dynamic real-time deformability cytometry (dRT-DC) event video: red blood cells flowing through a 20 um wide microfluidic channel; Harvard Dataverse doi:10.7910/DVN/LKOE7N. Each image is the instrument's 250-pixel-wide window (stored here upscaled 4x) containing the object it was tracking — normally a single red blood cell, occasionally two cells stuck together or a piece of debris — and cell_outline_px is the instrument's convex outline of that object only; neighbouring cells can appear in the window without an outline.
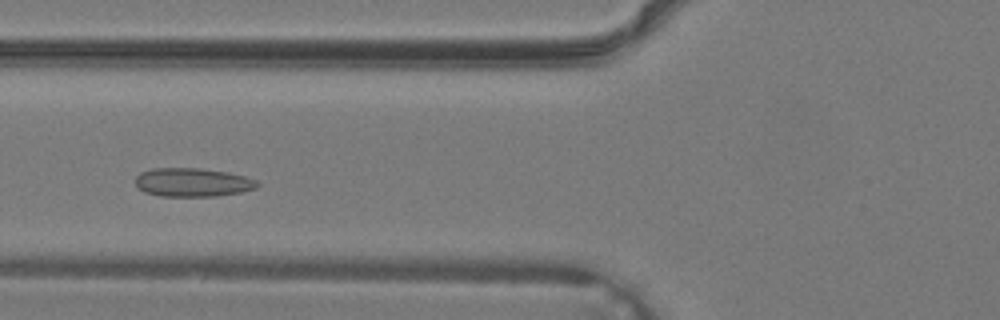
{"species": "common noctule bat (a hibernating species)", "species_latin": "Nyctalus noctula", "temperature_condition": "warm", "stored_images_in_passage": 27, "camera_frame_rate_fps": 3000, "um_per_image_px": 0.085, "animal": {"sex": "male", "body_mass_g": 19.2, "forearm_length_mm": 51.8}, "frame": {"image": 1, "passage_image": 9, "time_ms": 2.667, "image_size_px": [1000, 320], "cell_outline_px": [[260, 184], [256, 188], [240, 192], [216, 196], [160, 196], [144, 192], [136, 184], [136, 176], [140, 172], [152, 168], [200, 168], [228, 172], [244, 176], [256, 180]], "centroid_in_image_um": [16.36, 15.49], "position_along_channel_um": 109.4, "area_um2": 20.35}}
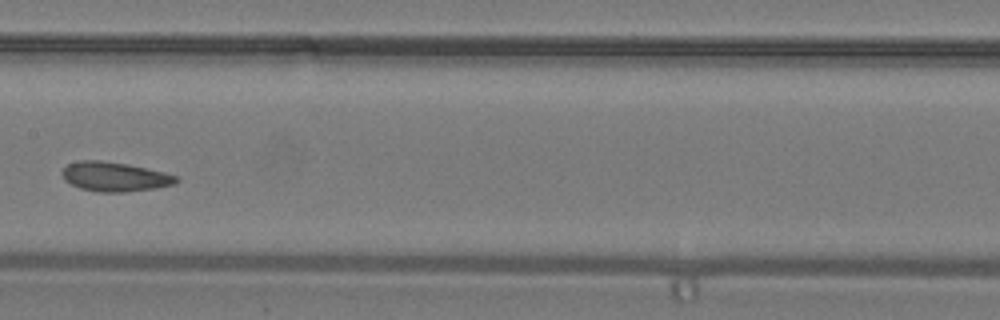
{"frame": {"image": 2, "passage_image": 14, "time_ms": 4.333, "image_size_px": [1000, 320], "cell_outline_px": [[180, 180], [176, 184], [156, 188], [124, 192], [96, 192], [80, 188], [64, 180], [60, 172], [68, 164], [80, 160], [100, 160], [128, 164], [164, 172], [180, 176]], "centroid_in_image_um": [9.77, 15.02], "position_along_channel_um": 197.6, "area_um2": 19.77}}
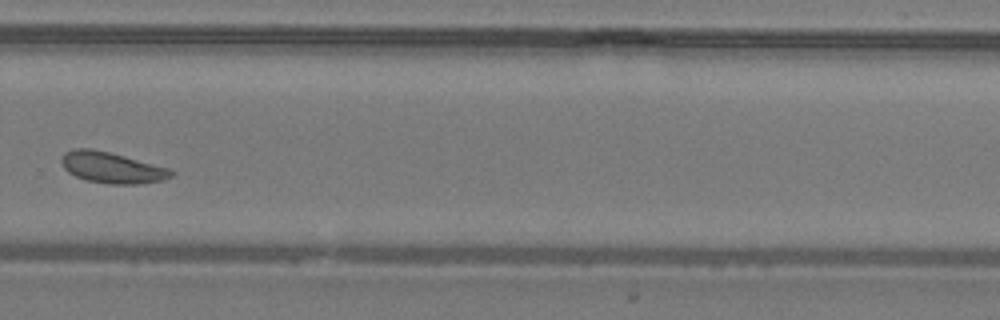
{"frame": {"image": 3, "passage_image": 21, "time_ms": 6.667, "image_size_px": [1000, 320], "cell_outline_px": [[176, 172], [172, 176], [164, 180], [140, 184], [108, 184], [88, 180], [76, 176], [68, 172], [64, 168], [60, 160], [60, 156], [64, 152], [72, 148], [92, 148], [124, 156], [168, 168]], "centroid_in_image_um": [9.48, 14.24], "position_along_channel_um": 320.3, "area_um2": 19.88}}